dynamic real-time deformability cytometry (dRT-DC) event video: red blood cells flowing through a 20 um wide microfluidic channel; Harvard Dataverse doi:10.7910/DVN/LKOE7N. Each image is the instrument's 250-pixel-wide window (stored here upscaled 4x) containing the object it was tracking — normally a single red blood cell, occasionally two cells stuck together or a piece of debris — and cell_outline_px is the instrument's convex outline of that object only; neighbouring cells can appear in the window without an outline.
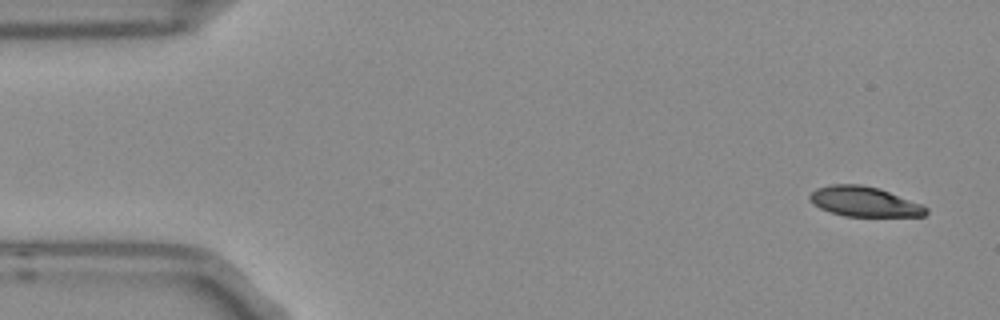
{"species": "Egyptian fruit bat (a non-hibernating species)", "species_latin": "Rousettus aegyptiacus", "temperature_condition": "room temperature", "stored_images_in_passage": 3, "segment_of_instrument_passage": [2, 2], "camera_frame_rate_fps": 3000, "um_per_image_px": 0.085, "frame": {"image": 1, "passage_image": 3, "time_ms": 0.667, "image_size_px": [1000, 320], "cell_outline_px": [[928, 212], [924, 216], [844, 216], [820, 208], [812, 204], [808, 196], [816, 188], [828, 184], [860, 184], [880, 188], [920, 204], [928, 208]], "centroid_in_image_um": [73.43, 17.13], "position_along_channel_um": 11.6, "area_um2": 20.29}}